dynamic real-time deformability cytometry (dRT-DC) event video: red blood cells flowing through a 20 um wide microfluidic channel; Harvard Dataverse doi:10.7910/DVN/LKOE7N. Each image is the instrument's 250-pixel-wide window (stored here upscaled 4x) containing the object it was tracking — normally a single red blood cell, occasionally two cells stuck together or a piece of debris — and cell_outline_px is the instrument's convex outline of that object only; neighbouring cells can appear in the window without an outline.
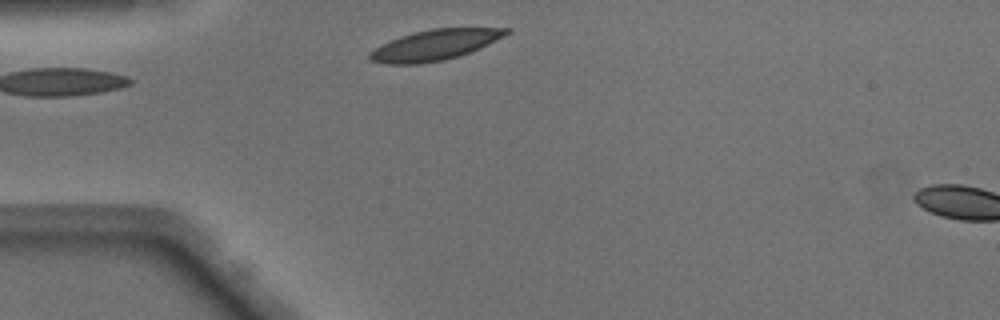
{"species": "Egyptian fruit bat (a non-hibernating species)", "species_latin": "Rousettus aegyptiacus", "temperature_condition": "warm", "stored_images_in_passage": 3, "camera_frame_rate_fps": 3000, "um_per_image_px": 0.085, "animal": {"sex": "male"}, "frame": {"image": 1, "passage_image": 1, "time_ms": 0.0, "image_size_px": [1000, 320], "cell_outline_px": [[508, 32], [504, 36], [480, 48], [444, 60], [420, 64], [388, 64], [372, 60], [368, 56], [368, 52], [400, 36], [432, 28], [508, 28]], "centroid_in_image_um": [36.95, 3.82], "position_along_channel_um": 48.1, "area_um2": 23.76}}